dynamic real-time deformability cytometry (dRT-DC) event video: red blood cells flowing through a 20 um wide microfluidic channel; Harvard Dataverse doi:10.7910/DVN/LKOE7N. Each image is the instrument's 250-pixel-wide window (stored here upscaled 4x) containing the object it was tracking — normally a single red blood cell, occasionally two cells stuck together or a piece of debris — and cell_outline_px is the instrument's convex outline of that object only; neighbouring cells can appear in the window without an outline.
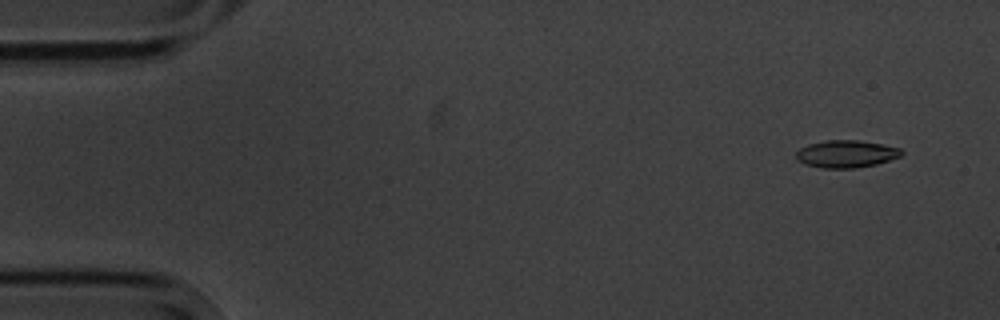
{"species": "common noctule bat (a hibernating species)", "species_latin": "Nyctalus noctula", "temperature_condition": "cold", "stored_images_in_passage": 15, "segment_of_instrument_passage": [1, 2], "camera_frame_rate_fps": 3000, "um_per_image_px": 0.085, "animal": {"sex": "male", "body_mass_g": 20.1, "forearm_length_mm": 53.5}, "frame": {"image": 1, "passage_image": 1, "time_ms": 0.0, "image_size_px": [1000, 320], "cell_outline_px": [[904, 152], [900, 156], [876, 164], [856, 168], [820, 168], [804, 164], [796, 160], [796, 152], [800, 148], [808, 144], [824, 140], [860, 140], [900, 148]], "centroid_in_image_um": [71.88, 13.08], "position_along_channel_um": 13.1, "area_um2": 16.88}}
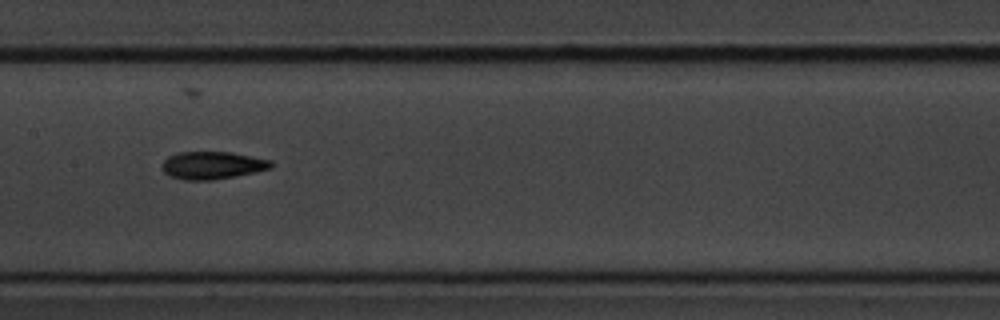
{"frame": {"image": 2, "passage_image": 7, "time_ms": 8.0, "image_size_px": [1000, 320], "cell_outline_px": [[276, 164], [272, 168], [256, 172], [236, 176], [212, 180], [184, 180], [172, 176], [164, 172], [160, 168], [164, 160], [168, 156], [176, 152], [232, 152], [272, 160]], "centroid_in_image_um": [18.08, 14.04], "position_along_channel_um": 189.3, "area_um2": 17.8}}
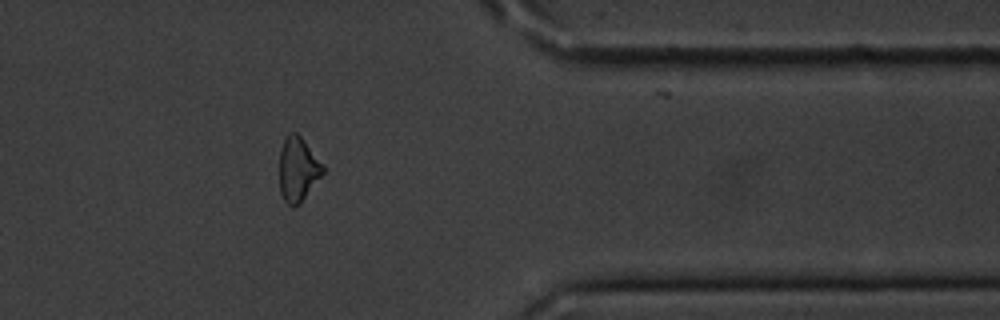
{"frame": {"image": 3, "passage_image": 12, "time_ms": 14.0, "image_size_px": [1000, 320], "cell_outline_px": [[324, 172], [300, 204], [292, 208], [284, 200], [280, 192], [280, 152], [284, 140], [292, 132], [296, 132], [300, 136], [324, 164]], "centroid_in_image_um": [25.34, 14.42], "position_along_channel_um": 386.1, "area_um2": 16.18}}